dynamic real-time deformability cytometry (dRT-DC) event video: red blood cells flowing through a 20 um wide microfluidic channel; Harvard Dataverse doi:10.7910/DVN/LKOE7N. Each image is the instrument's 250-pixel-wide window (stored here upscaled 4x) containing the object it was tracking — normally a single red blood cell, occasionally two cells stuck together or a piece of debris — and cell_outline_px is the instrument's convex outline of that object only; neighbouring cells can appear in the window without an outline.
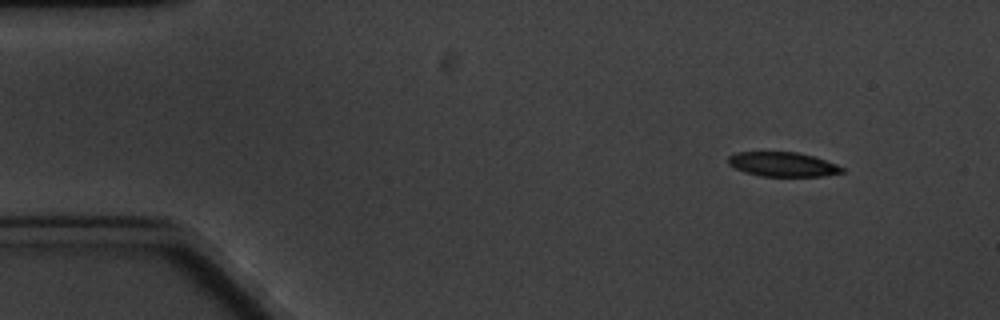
{"species": "common noctule bat (a hibernating species)", "species_latin": "Nyctalus noctula", "temperature_condition": "cold", "stored_images_in_passage": 5, "camera_frame_rate_fps": 3000, "um_per_image_px": 0.085, "animal": {"sex": "male", "body_mass_g": 20.1, "forearm_length_mm": 53.5}, "frame": {"image": 1, "passage_image": 1, "time_ms": 0.0, "image_size_px": [1000, 320], "cell_outline_px": [[844, 172], [824, 176], [760, 176], [744, 172], [728, 164], [728, 156], [736, 152], [796, 152], [812, 156], [836, 164], [844, 168]], "centroid_in_image_um": [66.51, 13.97], "position_along_channel_um": 18.5, "area_um2": 16.13}}